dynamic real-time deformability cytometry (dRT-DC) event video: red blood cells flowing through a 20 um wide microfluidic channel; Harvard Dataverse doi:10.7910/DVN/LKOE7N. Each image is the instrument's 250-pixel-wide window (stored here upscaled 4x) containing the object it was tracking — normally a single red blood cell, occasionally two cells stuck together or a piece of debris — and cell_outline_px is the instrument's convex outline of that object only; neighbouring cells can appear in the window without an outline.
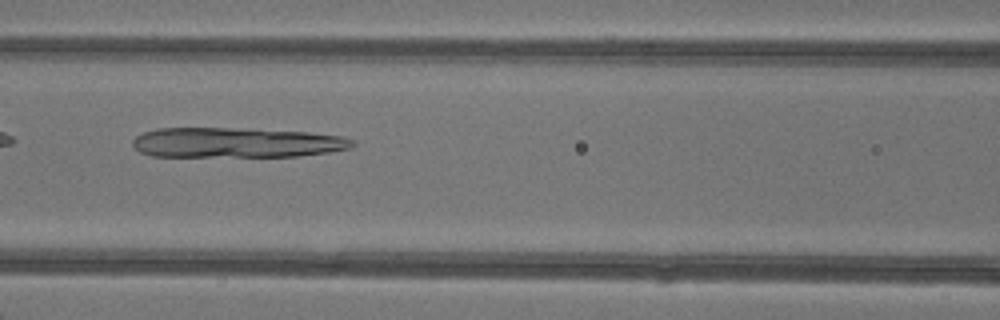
{"species": "common noctule bat (a hibernating species)", "species_latin": "Nyctalus noctula", "temperature_condition": "warm", "stored_images_in_passage": 4, "camera_frame_rate_fps": 3000, "um_per_image_px": 0.085, "animal": {"sex": "female"}, "frame": {"image": 1, "passage_image": 4, "time_ms": 3.333, "image_size_px": [1000, 320], "cell_outline_px": [[356, 144], [352, 148], [328, 152], [300, 156], [152, 156], [140, 152], [132, 144], [132, 140], [136, 136], [144, 132], [156, 128], [228, 128], [308, 132], [340, 136], [352, 140]], "centroid_in_image_um": [20.07, 12.12], "position_along_channel_um": 146.5, "area_um2": 38.32}}